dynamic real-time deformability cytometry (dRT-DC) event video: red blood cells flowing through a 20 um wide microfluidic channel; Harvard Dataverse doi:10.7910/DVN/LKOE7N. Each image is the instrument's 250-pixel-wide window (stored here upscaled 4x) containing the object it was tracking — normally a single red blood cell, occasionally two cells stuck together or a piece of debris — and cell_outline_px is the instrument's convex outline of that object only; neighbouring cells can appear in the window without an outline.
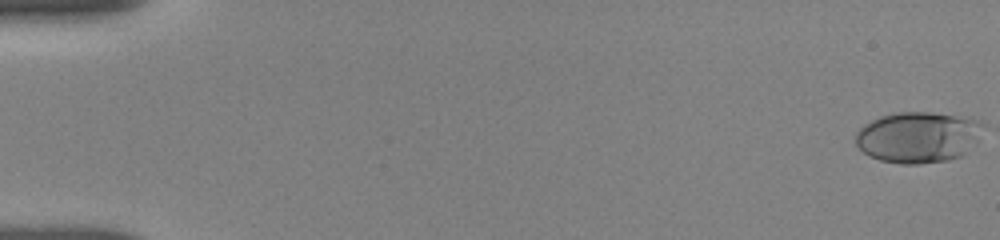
{"species": "human", "species_latin": "Homo sapiens", "temperature_condition": "room temperature", "stored_images_in_passage": 20, "camera_frame_rate_fps": 3000, "um_per_image_px": 0.085, "donor": {"sex": "female"}, "frame": {"image": 1, "passage_image": 1, "time_ms": 0.0, "image_size_px": [1000, 240], "cell_outline_px": [[984, 124], [964, 152], [960, 156], [948, 160], [916, 164], [900, 164], [880, 160], [864, 152], [856, 144], [856, 132], [864, 124], [880, 116], [900, 112], [932, 112], [972, 116], [980, 120]], "centroid_in_image_um": [78.01, 11.63], "position_along_channel_um": 7.0, "area_um2": 37.57}}
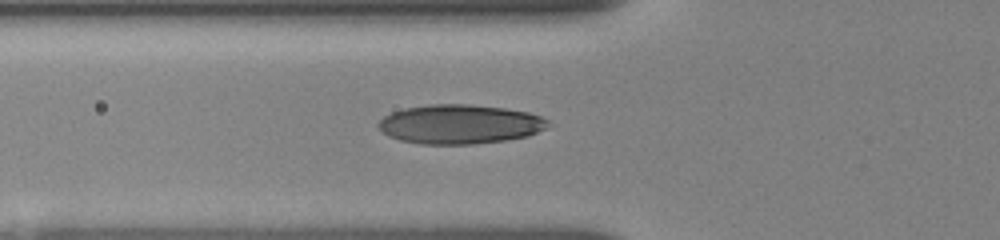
{"frame": {"image": 2, "passage_image": 17, "time_ms": 6.333, "image_size_px": [1000, 240], "cell_outline_px": [[548, 120], [544, 128], [528, 136], [504, 140], [472, 144], [420, 144], [400, 140], [388, 136], [376, 124], [384, 116], [392, 112], [404, 108], [428, 104], [468, 104], [504, 108], [528, 112], [540, 116]], "centroid_in_image_um": [39.03, 10.55], "position_along_channel_um": 86.8, "area_um2": 38.61}}
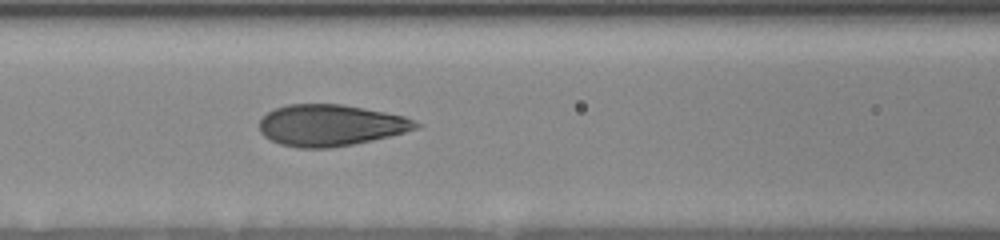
{"frame": {"image": 3, "passage_image": 20, "time_ms": 7.667, "image_size_px": [1000, 240], "cell_outline_px": [[424, 124], [420, 128], [372, 140], [332, 148], [300, 148], [280, 144], [264, 136], [260, 132], [260, 120], [268, 112], [276, 108], [288, 104], [340, 104], [364, 108], [404, 116]], "centroid_in_image_um": [28.12, 10.65], "position_along_channel_um": 138.5, "area_um2": 37.69}}